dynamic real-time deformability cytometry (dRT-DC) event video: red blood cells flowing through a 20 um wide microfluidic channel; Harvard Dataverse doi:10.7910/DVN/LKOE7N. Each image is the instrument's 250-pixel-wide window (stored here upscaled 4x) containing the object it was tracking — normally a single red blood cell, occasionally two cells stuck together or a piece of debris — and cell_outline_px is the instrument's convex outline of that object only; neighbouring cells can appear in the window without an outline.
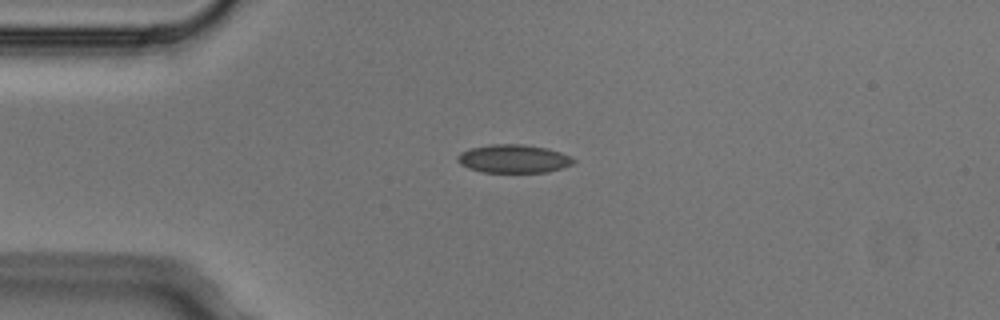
{"species": "Egyptian fruit bat (a non-hibernating species)", "species_latin": "Rousettus aegyptiacus", "temperature_condition": "cold", "stored_images_in_passage": 4, "camera_frame_rate_fps": 3000, "um_per_image_px": 0.085, "animal": {"sex": "male"}, "frame": {"image": 1, "passage_image": 3, "time_ms": 0.667, "image_size_px": [1000, 320], "cell_outline_px": [[576, 160], [572, 164], [564, 168], [548, 172], [484, 172], [468, 168], [460, 164], [456, 160], [456, 156], [460, 152], [472, 148], [492, 144], [524, 144], [548, 148], [572, 156]], "centroid_in_image_um": [43.68, 13.49], "position_along_channel_um": 41.3, "area_um2": 19.31}}